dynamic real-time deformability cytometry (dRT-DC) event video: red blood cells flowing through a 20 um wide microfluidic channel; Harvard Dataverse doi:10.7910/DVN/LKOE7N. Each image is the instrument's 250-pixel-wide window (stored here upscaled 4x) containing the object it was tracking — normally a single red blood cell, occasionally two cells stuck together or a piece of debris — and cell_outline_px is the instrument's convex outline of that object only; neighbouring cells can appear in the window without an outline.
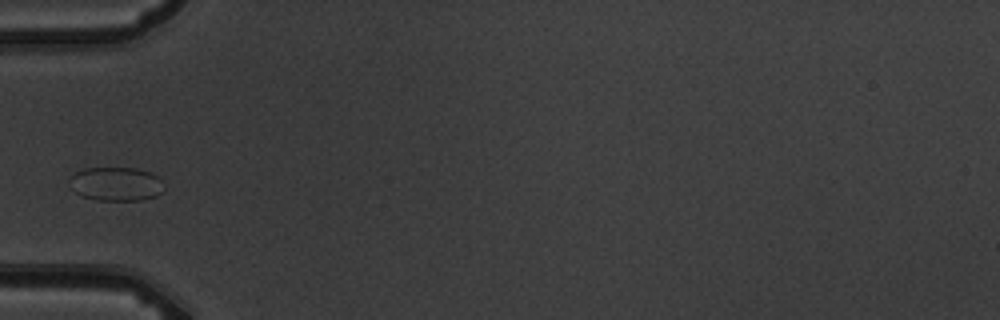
{"species": "common noctule bat (a hibernating species)", "species_latin": "Nyctalus noctula", "temperature_condition": "warm", "stored_images_in_passage": 1, "camera_frame_rate_fps": 3000, "um_per_image_px": 0.085, "animal": {"sex": "male", "body_mass_g": 19.5, "forearm_length_mm": 54.6}, "frame": {"image": 1, "passage_image": 1, "time_ms": 0.0, "image_size_px": [1000, 320], "cell_outline_px": [[164, 192], [156, 196], [144, 200], [96, 200], [84, 196], [76, 192], [68, 184], [68, 180], [76, 172], [84, 168], [136, 168], [148, 172], [156, 176], [160, 180]], "centroid_in_image_um": [9.85, 15.64], "position_along_channel_um": 75.1, "area_um2": 18.55}}